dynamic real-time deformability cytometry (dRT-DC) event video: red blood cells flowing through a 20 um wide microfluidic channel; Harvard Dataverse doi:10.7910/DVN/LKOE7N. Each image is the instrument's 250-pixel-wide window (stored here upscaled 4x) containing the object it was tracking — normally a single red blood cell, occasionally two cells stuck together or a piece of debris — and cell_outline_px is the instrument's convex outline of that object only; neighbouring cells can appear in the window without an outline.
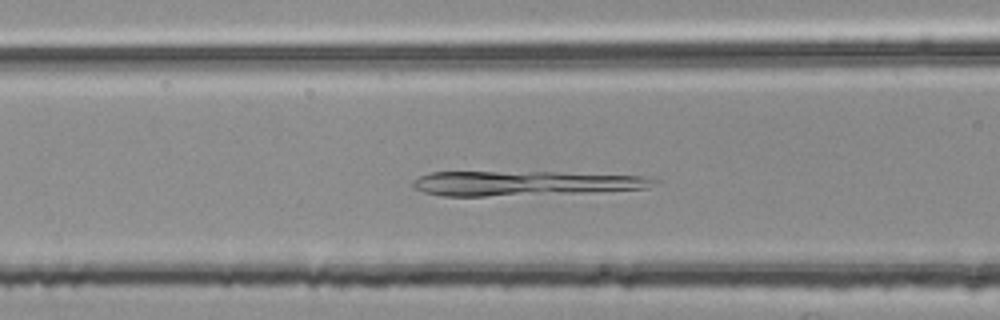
{"species": "common noctule bat (a hibernating species)", "species_latin": "Nyctalus noctula", "temperature_condition": "room temperature", "stored_images_in_passage": 36, "camera_frame_rate_fps": 3000, "um_per_image_px": 0.085, "animal": {"sex": "female", "body_mass_g": 25.1}, "frame": {"image": 1, "passage_image": 12, "time_ms": 3.667, "image_size_px": [1000, 320], "cell_outline_px": [[656, 180], [648, 188], [580, 192], [484, 196], [440, 196], [424, 192], [412, 188], [412, 180], [420, 176], [432, 172], [556, 172], [644, 176]], "centroid_in_image_um": [44.48, 15.57], "position_along_channel_um": 122.1, "area_um2": 34.22}}
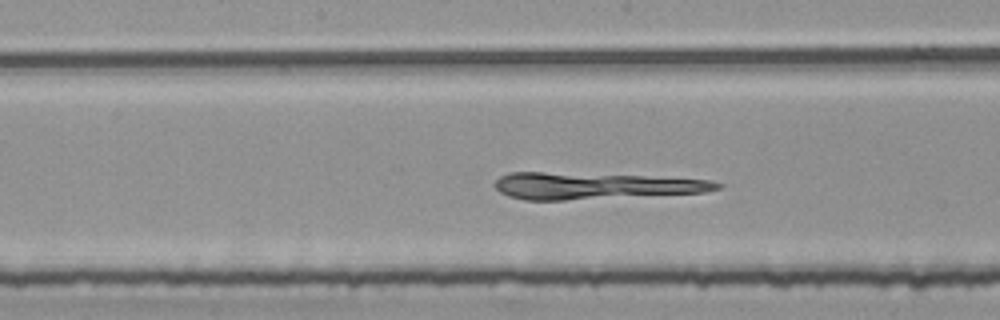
{"frame": {"image": 2, "passage_image": 18, "time_ms": 5.667, "image_size_px": [1000, 320], "cell_outline_px": [[724, 184], [720, 188], [704, 192], [564, 200], [524, 200], [508, 196], [500, 192], [492, 184], [500, 176], [508, 172], [544, 172], [644, 176], [712, 180]], "centroid_in_image_um": [50.48, 15.79], "position_along_channel_um": 197.7, "area_um2": 34.22}}
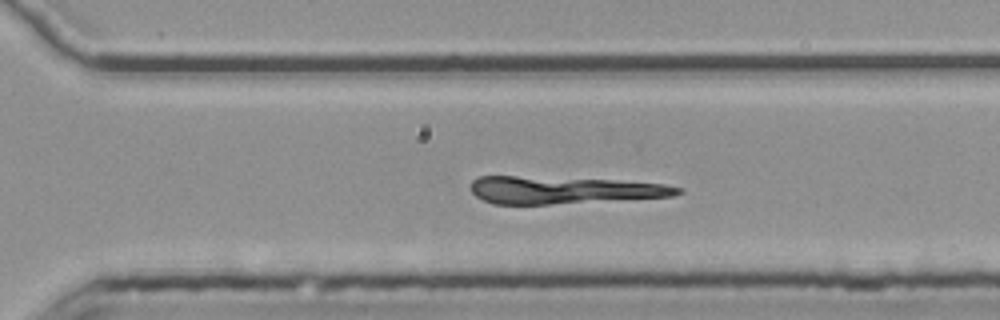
{"frame": {"image": 3, "passage_image": 28, "time_ms": 9.0, "image_size_px": [1000, 320], "cell_outline_px": [[684, 192], [672, 196], [548, 204], [492, 204], [476, 196], [468, 188], [472, 180], [476, 176], [516, 176], [612, 180], [664, 184], [684, 188]], "centroid_in_image_um": [47.84, 16.15], "position_along_channel_um": 322.8, "area_um2": 32.71}}